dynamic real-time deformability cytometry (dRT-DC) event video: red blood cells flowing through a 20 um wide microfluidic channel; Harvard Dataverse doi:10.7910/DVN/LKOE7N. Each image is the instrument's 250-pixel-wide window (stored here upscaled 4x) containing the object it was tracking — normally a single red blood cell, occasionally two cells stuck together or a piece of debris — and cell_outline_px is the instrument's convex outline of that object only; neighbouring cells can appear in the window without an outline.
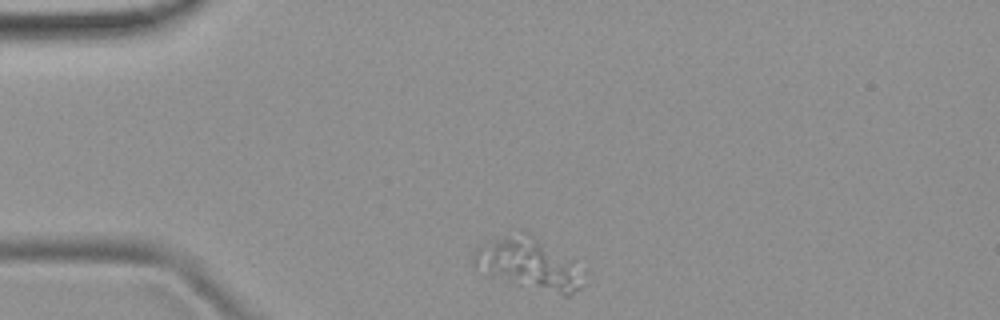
{"species": "common noctule bat (a hibernating species)", "species_latin": "Nyctalus noctula", "temperature_condition": "room temperature", "stored_images_in_passage": 35, "camera_frame_rate_fps": 3000, "um_per_image_px": 0.085, "animal": {"sex": "female", "body_mass_g": 19.9}, "frame": {"image": 1, "passage_image": 1, "time_ms": 0.0, "image_size_px": [1000, 320], "cell_outline_px": [[588, 272], [584, 284], [580, 288], [568, 296], [564, 296], [484, 276], [472, 264], [472, 252], [480, 244], [508, 236], [524, 232], [528, 232], [572, 260], [584, 268]], "centroid_in_image_um": [44.97, 22.48], "position_along_channel_um": 40.0, "area_um2": 33.35}}
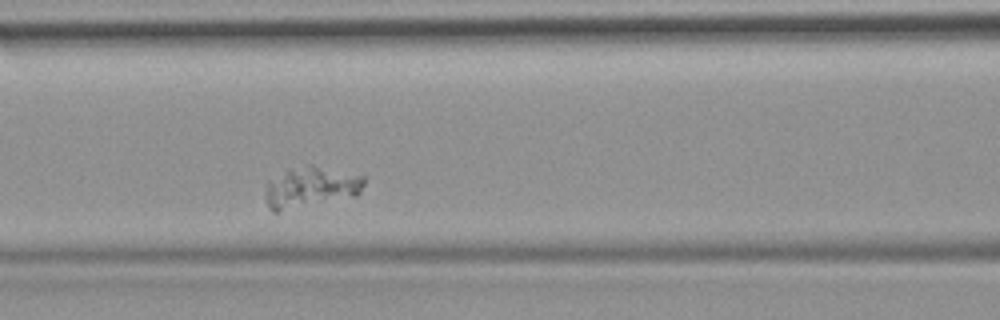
{"frame": {"image": 2, "passage_image": 12, "time_ms": 3.667, "image_size_px": [1000, 320], "cell_outline_px": [[364, 184], [360, 192], [356, 196], [276, 212], [272, 212], [268, 208], [264, 200], [264, 192], [268, 180], [288, 168], [308, 164], [312, 164], [364, 176]], "centroid_in_image_um": [26.35, 15.9], "position_along_channel_um": 140.3, "area_um2": 23.93}}
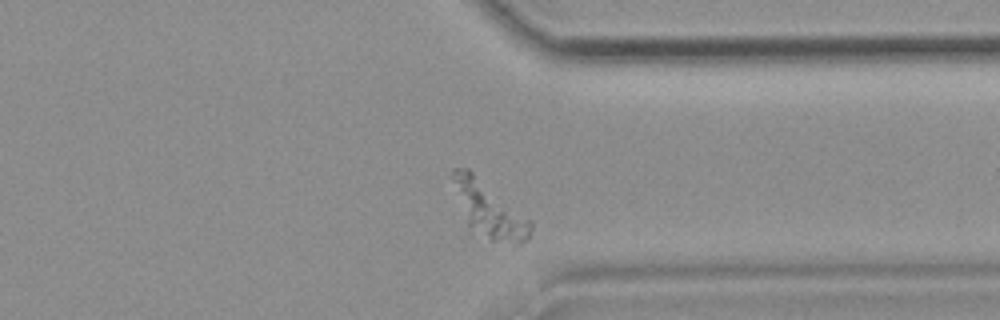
{"frame": {"image": 3, "passage_image": 31, "time_ms": 10.0, "image_size_px": [1000, 320], "cell_outline_px": [[532, 228], [528, 236], [520, 244], [492, 240], [468, 224], [452, 180], [452, 168], [468, 168], [532, 220]], "centroid_in_image_um": [41.62, 17.78], "position_along_channel_um": 369.8, "area_um2": 23.99}}